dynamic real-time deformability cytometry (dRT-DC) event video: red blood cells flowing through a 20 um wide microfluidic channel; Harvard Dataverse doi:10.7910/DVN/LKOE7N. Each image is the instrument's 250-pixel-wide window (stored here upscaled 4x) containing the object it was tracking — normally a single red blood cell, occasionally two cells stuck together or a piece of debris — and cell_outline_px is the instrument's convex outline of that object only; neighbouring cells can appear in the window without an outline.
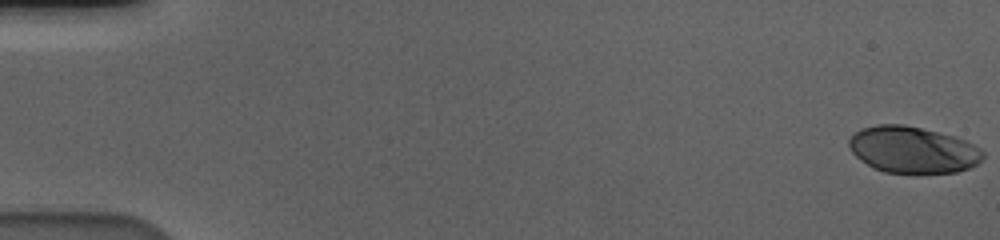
{"species": "human", "species_latin": "Homo sapiens", "temperature_condition": "cold", "stored_images_in_passage": 59, "camera_frame_rate_fps": 3000, "um_per_image_px": 0.085, "donor": {"sex": "male"}, "frame": {"image": 1, "passage_image": 1, "time_ms": 0.0, "image_size_px": [1000, 240], "cell_outline_px": [[984, 156], [976, 164], [968, 168], [956, 172], [884, 172], [872, 168], [860, 160], [852, 152], [848, 144], [848, 140], [860, 128], [876, 124], [904, 124], [952, 136], [964, 140], [980, 148], [984, 152]], "centroid_in_image_um": [77.54, 12.72], "position_along_channel_um": 7.5, "area_um2": 36.01}}
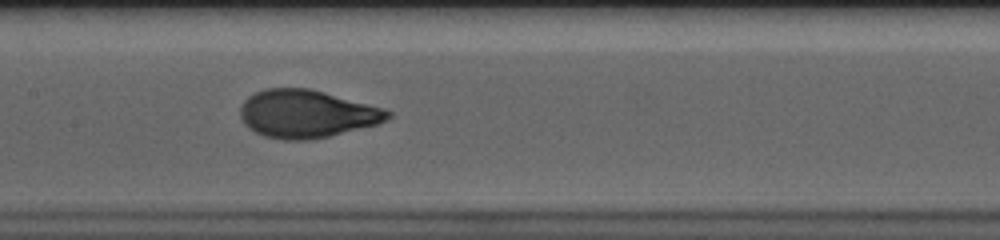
{"frame": {"image": 2, "passage_image": 30, "time_ms": 9.667, "image_size_px": [1000, 240], "cell_outline_px": [[392, 116], [388, 120], [376, 124], [328, 136], [308, 140], [284, 140], [264, 136], [248, 128], [244, 124], [240, 116], [240, 108], [244, 100], [248, 96], [264, 88], [308, 88], [324, 92], [384, 108], [392, 112]], "centroid_in_image_um": [26.04, 9.67], "position_along_channel_um": 181.4, "area_um2": 41.04}}
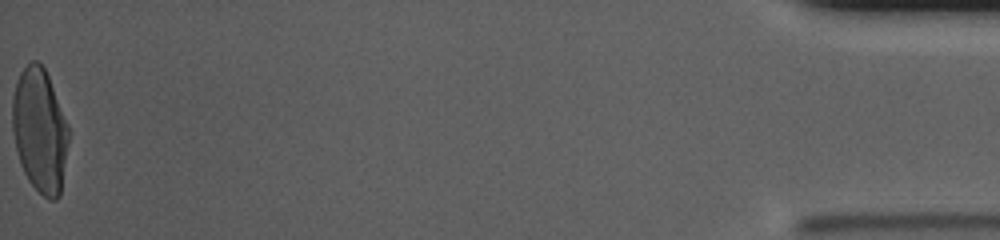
{"frame": {"image": 3, "passage_image": 59, "time_ms": 19.333, "image_size_px": [1000, 240], "cell_outline_px": [[68, 144], [60, 196], [56, 200], [48, 200], [28, 180], [20, 164], [12, 132], [12, 100], [16, 80], [20, 72], [32, 60], [36, 60], [44, 68], [48, 76], [68, 124]], "centroid_in_image_um": [3.37, 11.09], "position_along_channel_um": 431.8, "area_um2": 40.58}, "authors_computed_cell_mechanics": {"area_um2": 39.7086, "velocity_mm_per_s": 3.5825, "shape_relaxation_time_tau1_ms": 4.3209, "shape_relaxation_time_tau2_ms": null, "deformation_change_tau1": 0.2028, "deformation_change_tau2": null}}